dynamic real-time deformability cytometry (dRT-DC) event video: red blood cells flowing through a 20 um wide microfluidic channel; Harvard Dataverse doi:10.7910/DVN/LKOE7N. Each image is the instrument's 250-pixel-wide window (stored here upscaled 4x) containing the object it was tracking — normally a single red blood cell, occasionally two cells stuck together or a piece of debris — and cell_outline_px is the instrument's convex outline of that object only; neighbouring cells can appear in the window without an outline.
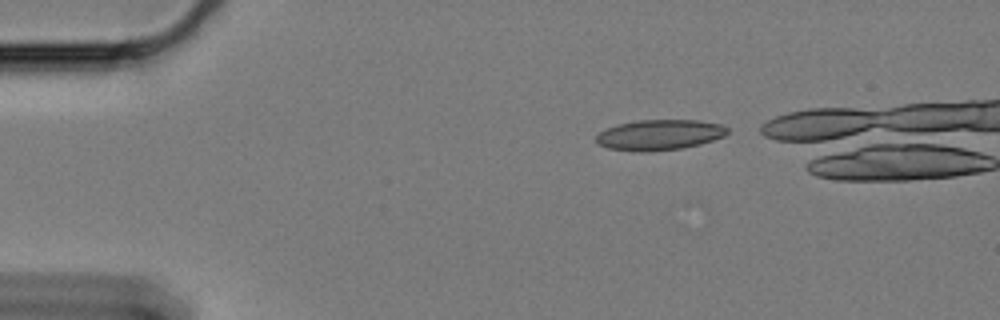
{"species": "Egyptian fruit bat (a non-hibernating species)", "species_latin": "Rousettus aegyptiacus", "temperature_condition": "cold", "stored_images_in_passage": 40, "camera_frame_rate_fps": 3000, "um_per_image_px": 0.085, "animal": {"sex": "female"}, "frame": {"image": 1, "passage_image": 1, "time_ms": 0.0, "image_size_px": [1000, 320], "cell_outline_px": [[728, 132], [724, 136], [700, 144], [680, 148], [648, 152], [640, 152], [608, 148], [600, 144], [596, 140], [596, 136], [600, 132], [616, 124], [636, 120], [700, 120], [720, 124], [728, 128]], "centroid_in_image_um": [56.06, 11.45], "position_along_channel_um": 28.9, "area_um2": 23.24}}
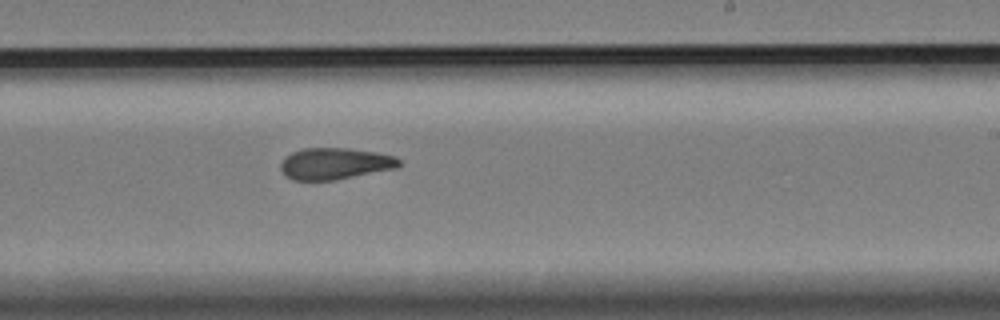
{"frame": {"image": 2, "passage_image": 27, "time_ms": 8.667, "image_size_px": [1000, 320], "cell_outline_px": [[404, 164], [396, 168], [336, 180], [292, 180], [284, 176], [280, 168], [280, 164], [284, 156], [292, 152], [304, 148], [348, 148], [376, 152], [396, 156]], "centroid_in_image_um": [28.47, 13.91], "position_along_channel_um": 260.5, "area_um2": 22.08}}
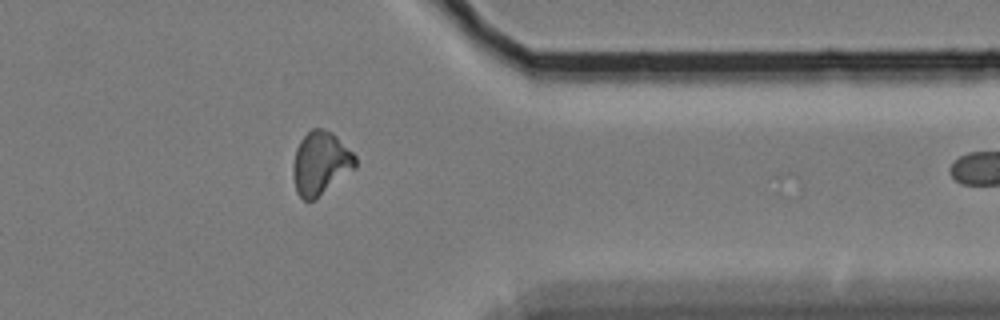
{"frame": {"image": 3, "passage_image": 39, "time_ms": 12.667, "image_size_px": [1000, 320], "cell_outline_px": [[356, 168], [312, 200], [304, 200], [296, 192], [292, 176], [292, 164], [296, 148], [300, 140], [312, 128], [324, 128], [332, 132], [356, 156]], "centroid_in_image_um": [27.22, 13.85], "position_along_channel_um": 384.2, "area_um2": 22.83}}